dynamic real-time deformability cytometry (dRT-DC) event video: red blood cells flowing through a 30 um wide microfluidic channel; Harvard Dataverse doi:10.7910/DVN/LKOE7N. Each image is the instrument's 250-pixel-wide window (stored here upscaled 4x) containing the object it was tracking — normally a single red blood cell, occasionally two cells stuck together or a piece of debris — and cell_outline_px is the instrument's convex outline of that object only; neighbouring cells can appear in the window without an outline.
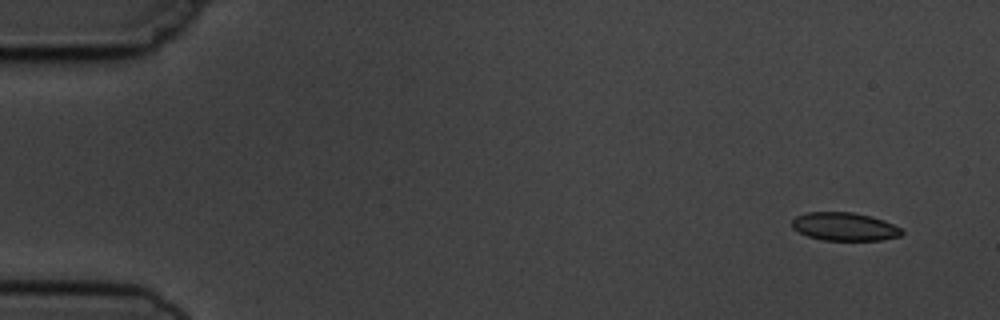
{"species": "common noctule bat (a hibernating species)", "species_latin": "Nyctalus noctula", "temperature_condition": "cold", "stored_images_in_passage": 7, "camera_frame_rate_fps": 3000, "um_per_image_px": 0.085, "animal": {"sex": "male", "body_mass_g": 19.5, "forearm_length_mm": 54.6}, "frame": {"image": 1, "passage_image": 1, "time_ms": 0.0, "image_size_px": [1000, 320], "cell_outline_px": [[904, 232], [900, 236], [880, 240], [824, 240], [808, 236], [792, 228], [792, 220], [796, 216], [808, 212], [852, 212], [872, 216], [884, 220], [900, 228]], "centroid_in_image_um": [71.78, 19.25], "position_along_channel_um": 13.2, "area_um2": 17.98}}
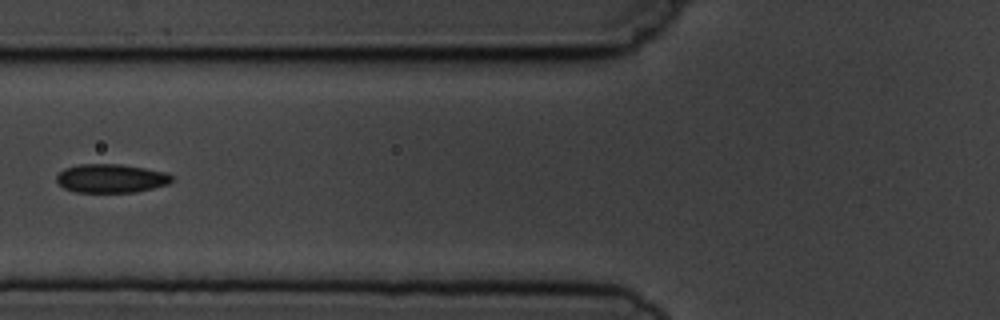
{"frame": {"image": 2, "passage_image": 6, "time_ms": 6.0, "image_size_px": [1000, 320], "cell_outline_px": [[176, 176], [168, 184], [136, 192], [76, 192], [64, 188], [56, 180], [56, 176], [64, 168], [76, 164], [120, 164], [144, 168], [164, 172]], "centroid_in_image_um": [9.44, 15.16], "position_along_channel_um": 116.4, "area_um2": 19.31}}
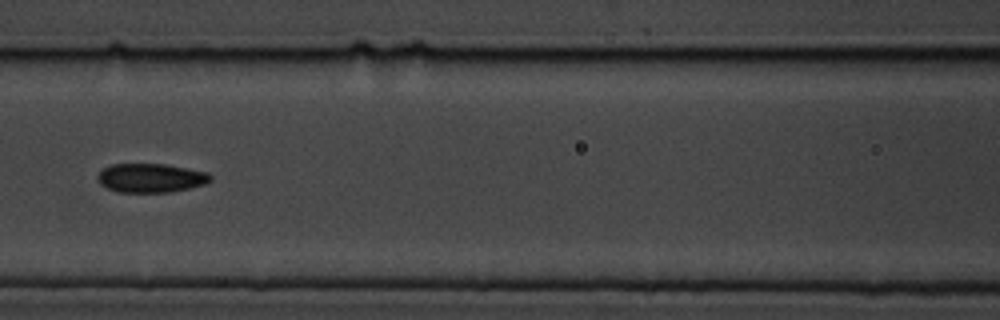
{"frame": {"image": 3, "passage_image": 7, "time_ms": 7.0, "image_size_px": [1000, 320], "cell_outline_px": [[212, 180], [204, 184], [172, 192], [116, 192], [100, 184], [96, 176], [104, 168], [112, 164], [164, 164], [208, 172], [212, 176]], "centroid_in_image_um": [12.82, 15.13], "position_along_channel_um": 153.8, "area_um2": 19.02}}